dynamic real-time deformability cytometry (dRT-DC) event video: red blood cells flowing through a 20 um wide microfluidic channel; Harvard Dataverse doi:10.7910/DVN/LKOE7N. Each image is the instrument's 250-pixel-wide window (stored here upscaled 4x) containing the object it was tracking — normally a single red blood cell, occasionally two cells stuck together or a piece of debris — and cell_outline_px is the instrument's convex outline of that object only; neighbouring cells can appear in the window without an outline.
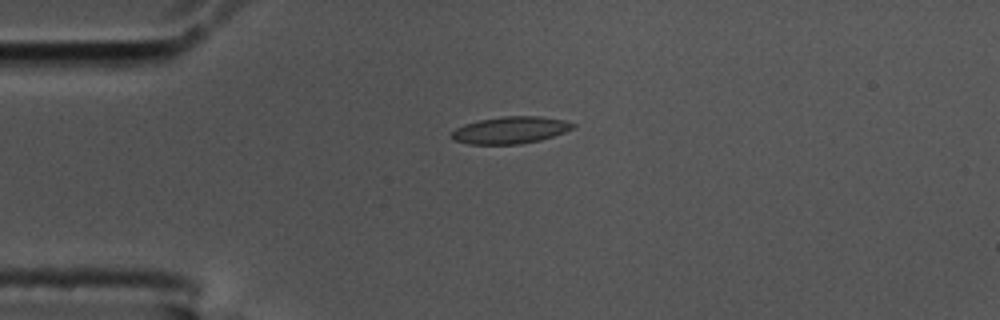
{"species": "common noctule bat (a hibernating species)", "species_latin": "Nyctalus noctula", "temperature_condition": "cold", "stored_images_in_passage": 44, "camera_frame_rate_fps": 3000, "um_per_image_px": 0.085, "animal": {"sex": "male", "body_mass_g": 17.5, "forearm_length_mm": 52.3}, "frame": {"image": 1, "passage_image": 1, "time_ms": 0.0, "image_size_px": [1000, 320], "cell_outline_px": [[576, 124], [572, 128], [564, 132], [540, 140], [520, 144], [468, 144], [452, 140], [452, 132], [456, 128], [464, 124], [480, 120], [504, 116], [540, 116], [564, 120]], "centroid_in_image_um": [43.36, 11.06], "position_along_channel_um": 41.6, "area_um2": 18.96}}
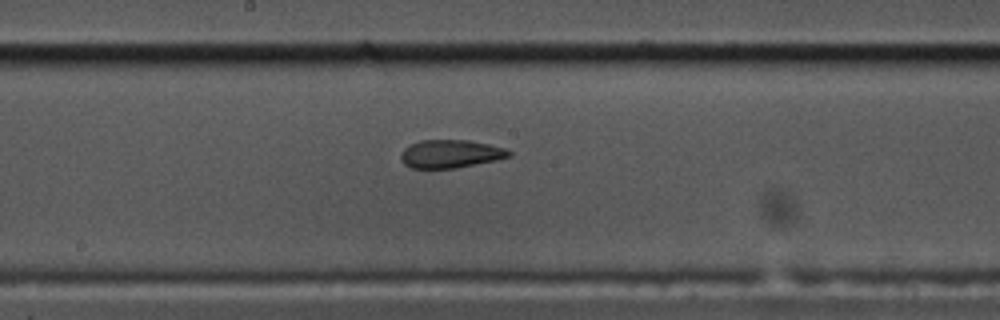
{"frame": {"image": 2, "passage_image": 17, "time_ms": 5.333, "image_size_px": [1000, 320], "cell_outline_px": [[512, 156], [496, 160], [456, 168], [412, 168], [404, 164], [400, 160], [400, 156], [404, 148], [420, 140], [468, 140], [488, 144], [504, 148], [512, 152]], "centroid_in_image_um": [38.29, 13.08], "position_along_channel_um": 209.9, "area_um2": 17.69}}
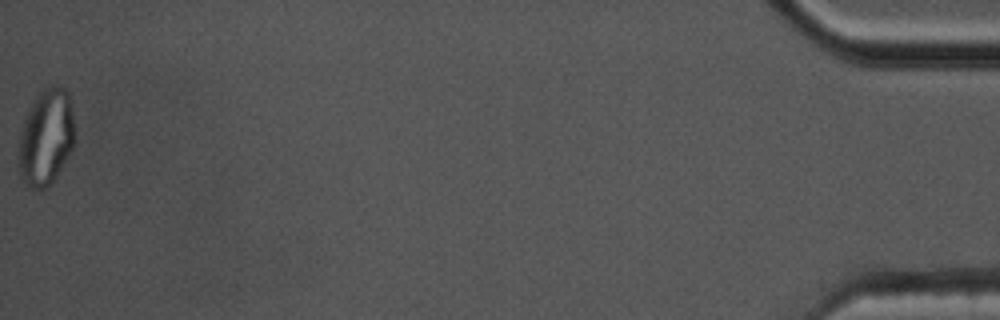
{"frame": {"image": 3, "passage_image": 44, "time_ms": 14.333, "image_size_px": [1000, 320], "cell_outline_px": [[76, 140], [68, 156], [52, 184], [40, 192], [32, 188], [20, 176], [20, 128], [28, 108], [36, 96], [48, 84], [56, 84], [68, 88], [72, 112]], "centroid_in_image_um": [3.95, 11.63], "position_along_channel_um": 431.3, "area_um2": 31.91}, "authors_computed_cell_mechanics": {"area_um2": 18.9584, "velocity_mm_per_s": 3.5608, "shape_relaxation_time_tau1_ms": null, "shape_relaxation_time_tau2_ms": 1.7877, "deformation_change_tau1": null, "deformation_change_tau2": 0.0764}}